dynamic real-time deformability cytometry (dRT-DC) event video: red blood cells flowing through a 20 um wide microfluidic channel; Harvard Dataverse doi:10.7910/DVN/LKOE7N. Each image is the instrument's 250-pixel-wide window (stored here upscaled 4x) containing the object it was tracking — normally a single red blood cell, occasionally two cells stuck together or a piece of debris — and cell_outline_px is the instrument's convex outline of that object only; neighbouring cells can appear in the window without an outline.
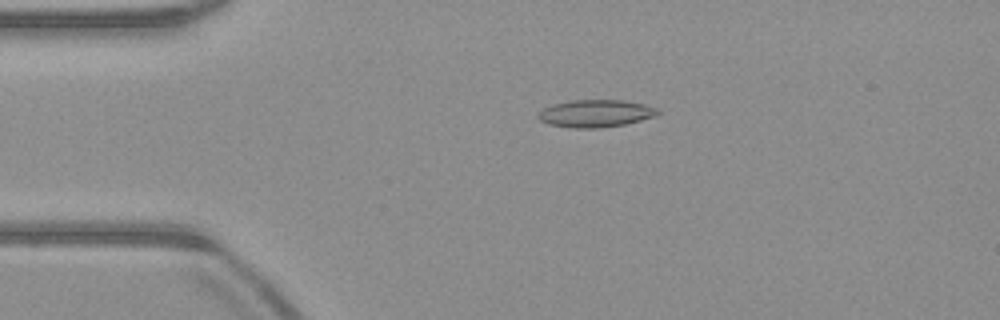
{"species": "common noctule bat (a hibernating species)", "species_latin": "Nyctalus noctula", "temperature_condition": "warm", "stored_images_in_passage": 52, "camera_frame_rate_fps": 3000, "um_per_image_px": 0.085, "animal": {"sex": "male", "body_mass_g": 23.1, "forearm_length_mm": 52.7}, "frame": {"image": 1, "passage_image": 11, "time_ms": 3.333, "image_size_px": [1000, 320], "cell_outline_px": [[660, 112], [656, 116], [624, 124], [600, 128], [572, 128], [548, 124], [540, 120], [536, 116], [544, 108], [552, 104], [572, 100], [624, 100], [644, 104], [660, 108]], "centroid_in_image_um": [50.64, 9.64], "position_along_channel_um": 34.4, "area_um2": 19.19}}
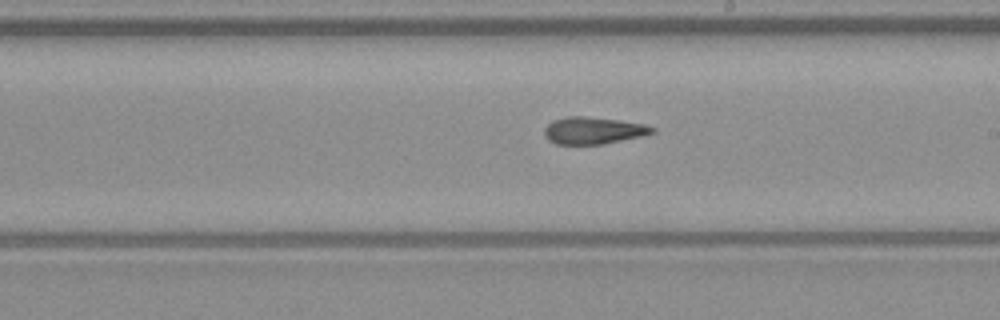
{"frame": {"image": 2, "passage_image": 29, "time_ms": 9.333, "image_size_px": [1000, 320], "cell_outline_px": [[656, 132], [644, 136], [600, 144], [556, 144], [548, 140], [544, 136], [544, 128], [552, 120], [568, 116], [584, 116], [620, 120], [644, 124], [656, 128]], "centroid_in_image_um": [50.43, 11.09], "position_along_channel_um": 238.6, "area_um2": 17.11}}
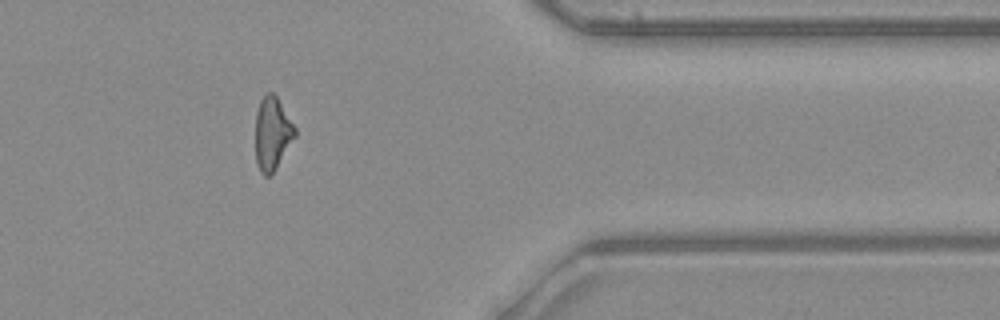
{"frame": {"image": 3, "passage_image": 42, "time_ms": 13.667, "image_size_px": [1000, 320], "cell_outline_px": [[296, 136], [276, 168], [268, 176], [264, 176], [260, 172], [256, 164], [256, 112], [260, 100], [268, 92], [272, 92], [276, 96], [296, 128]], "centroid_in_image_um": [23.14, 11.36], "position_along_channel_um": 388.3, "area_um2": 16.7}, "authors_computed_cell_mechanics": {"area_um2": 17.629, "velocity_mm_per_s": 3.9932, "shape_relaxation_time_tau1_ms": null, "shape_relaxation_time_tau2_ms": 5.2279, "deformation_change_tau1": null, "deformation_change_tau2": 0.1547}}